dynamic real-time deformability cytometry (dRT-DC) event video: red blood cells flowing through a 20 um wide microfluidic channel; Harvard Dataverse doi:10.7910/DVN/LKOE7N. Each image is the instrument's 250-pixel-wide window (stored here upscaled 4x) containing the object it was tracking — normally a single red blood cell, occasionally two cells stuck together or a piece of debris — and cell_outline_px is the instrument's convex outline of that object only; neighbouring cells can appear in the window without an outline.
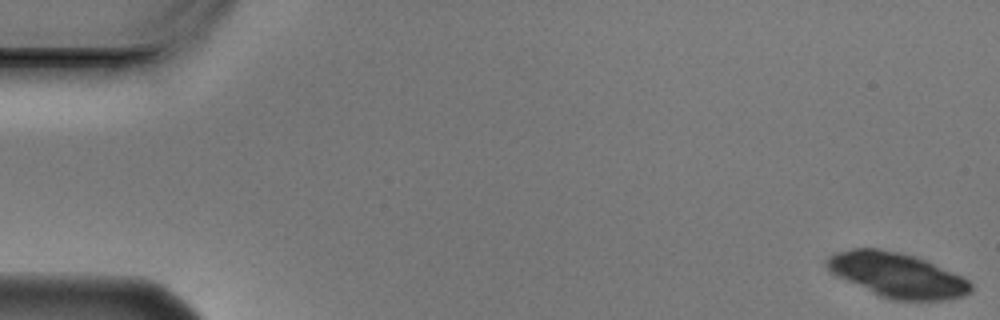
{"species": "Egyptian fruit bat (a non-hibernating species)", "species_latin": "Rousettus aegyptiacus", "temperature_condition": "cold", "stored_images_in_passage": 5, "camera_frame_rate_fps": 3000, "um_per_image_px": 0.085, "animal": {"sex": "male"}, "frame": {"image": 1, "passage_image": 1, "time_ms": 0.0, "image_size_px": [1000, 320], "cell_outline_px": [[972, 292], [964, 296], [944, 300], [892, 300], [880, 296], [844, 280], [828, 272], [824, 260], [828, 256], [836, 252], [852, 248], [880, 248], [900, 252], [924, 260], [960, 276], [968, 280], [972, 284]], "centroid_in_image_um": [76.19, 23.38], "position_along_channel_um": 8.8, "area_um2": 37.45}}